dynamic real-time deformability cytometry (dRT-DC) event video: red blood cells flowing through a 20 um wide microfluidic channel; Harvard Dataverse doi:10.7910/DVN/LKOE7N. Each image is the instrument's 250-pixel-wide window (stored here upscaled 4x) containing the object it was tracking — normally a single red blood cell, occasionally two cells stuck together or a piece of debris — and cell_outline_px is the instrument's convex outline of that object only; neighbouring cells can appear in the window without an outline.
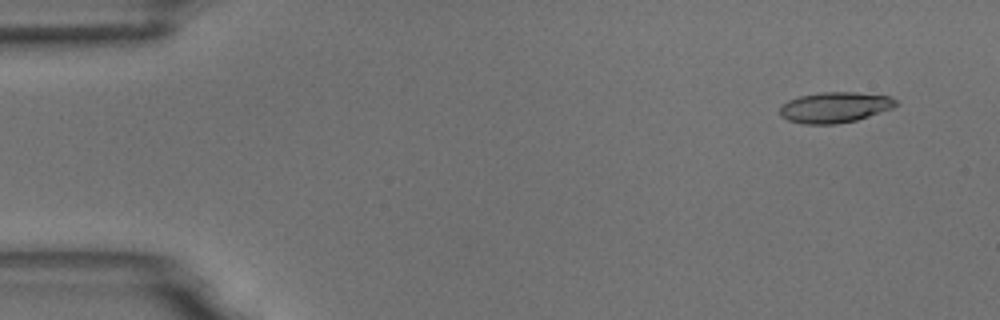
{"species": "common noctule bat (a hibernating species)", "species_latin": "Nyctalus noctula", "temperature_condition": "room temperature", "stored_images_in_passage": 6, "camera_frame_rate_fps": 3000, "um_per_image_px": 0.085, "animal": {"sex": "male", "body_mass_g": 18.8}, "frame": {"image": 1, "passage_image": 1, "time_ms": 0.0, "image_size_px": [1000, 320], "cell_outline_px": [[900, 104], [892, 108], [856, 120], [836, 124], [804, 124], [788, 120], [780, 116], [780, 108], [788, 100], [800, 96], [820, 92], [856, 92], [888, 96], [896, 100]], "centroid_in_image_um": [70.96, 9.12], "position_along_channel_um": 14.0, "area_um2": 20.63}}
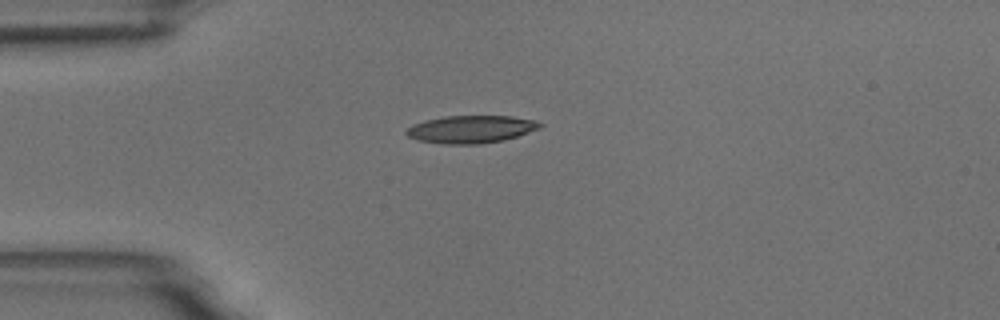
{"frame": {"image": 2, "passage_image": 4, "time_ms": 3.333, "image_size_px": [1000, 320], "cell_outline_px": [[544, 124], [540, 128], [504, 140], [480, 144], [444, 144], [416, 140], [408, 136], [404, 132], [412, 124], [424, 120], [444, 116], [512, 116], [536, 120]], "centroid_in_image_um": [40.02, 10.98], "position_along_channel_um": 45.0, "area_um2": 21.62}}
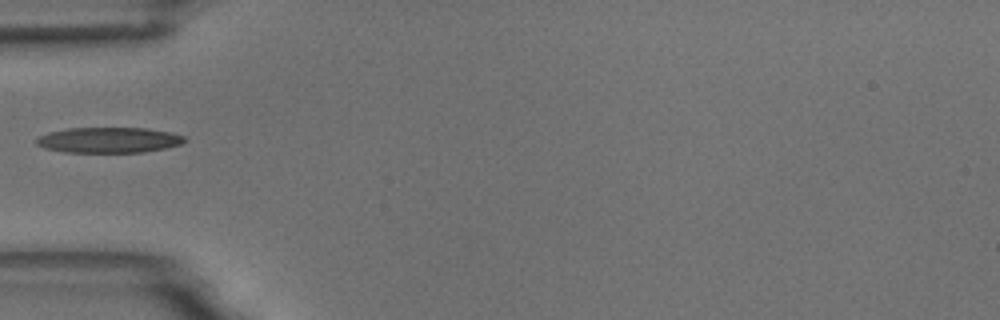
{"frame": {"image": 3, "passage_image": 5, "time_ms": 4.667, "image_size_px": [1000, 320], "cell_outline_px": [[188, 140], [180, 144], [164, 148], [144, 152], [64, 152], [44, 148], [36, 144], [36, 140], [40, 136], [48, 132], [68, 128], [148, 128], [172, 132], [184, 136]], "centroid_in_image_um": [9.26, 11.9], "position_along_channel_um": 75.7, "area_um2": 22.08}}